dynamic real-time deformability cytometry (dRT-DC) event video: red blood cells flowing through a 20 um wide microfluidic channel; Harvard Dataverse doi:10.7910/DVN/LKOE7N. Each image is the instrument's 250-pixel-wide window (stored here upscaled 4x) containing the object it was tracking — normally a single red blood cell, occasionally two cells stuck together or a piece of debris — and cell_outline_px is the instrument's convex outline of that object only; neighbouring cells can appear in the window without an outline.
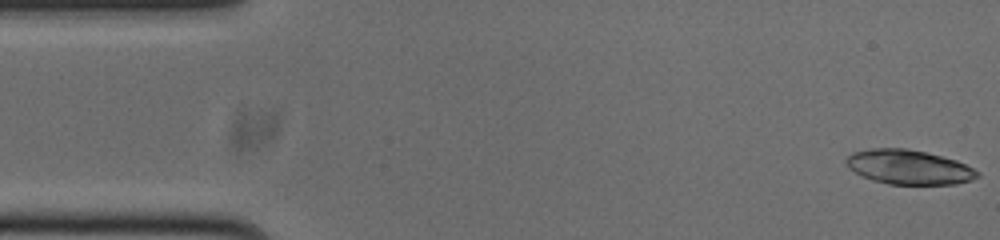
{"species": "common noctule bat (a hibernating species)", "species_latin": "Nyctalus noctula", "temperature_condition": "cold", "stored_images_in_passage": 27, "camera_frame_rate_fps": 3000, "um_per_image_px": 0.085, "animal": {"sex": "male", "body_mass_g": 20.0, "forearm_length_mm": 53.3}, "frame": {"image": 1, "passage_image": 1, "time_ms": 0.0, "image_size_px": [1000, 240], "cell_outline_px": [[980, 176], [972, 180], [956, 184], [888, 184], [872, 180], [848, 168], [844, 160], [852, 152], [872, 148], [904, 148], [924, 152], [956, 160], [980, 172]], "centroid_in_image_um": [77.24, 14.21], "position_along_channel_um": 7.8, "area_um2": 26.24}}
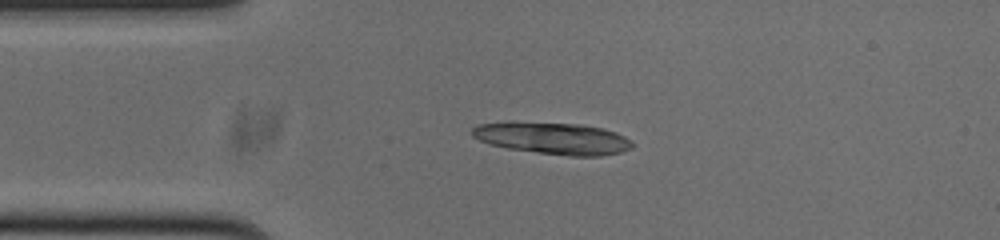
{"frame": {"image": 2, "passage_image": 11, "time_ms": 3.333, "image_size_px": [1000, 240], "cell_outline_px": [[632, 148], [620, 152], [600, 156], [568, 156], [508, 148], [492, 144], [480, 140], [472, 136], [472, 128], [476, 124], [508, 120], [512, 120], [580, 124], [600, 128], [616, 132], [632, 140]], "centroid_in_image_um": [46.95, 11.72], "position_along_channel_um": 38.1, "area_um2": 30.17}}